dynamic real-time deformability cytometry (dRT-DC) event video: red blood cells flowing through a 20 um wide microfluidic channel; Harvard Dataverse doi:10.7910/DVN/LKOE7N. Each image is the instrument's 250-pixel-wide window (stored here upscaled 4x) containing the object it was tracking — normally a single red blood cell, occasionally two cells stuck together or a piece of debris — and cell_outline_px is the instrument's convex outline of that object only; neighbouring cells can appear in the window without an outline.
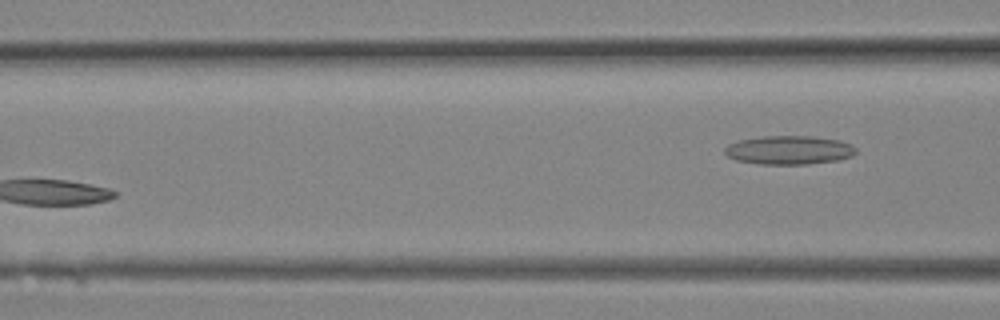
{"species": "Egyptian fruit bat (a non-hibernating species)", "species_latin": "Rousettus aegyptiacus", "temperature_condition": "room temperature", "stored_images_in_passage": 8, "camera_frame_rate_fps": 3000, "um_per_image_px": 0.085, "animal": {"sex": "female"}, "frame": {"image": 1, "passage_image": 8, "time_ms": 2.333, "image_size_px": [1000, 320], "cell_outline_px": [[856, 152], [852, 156], [840, 160], [808, 164], [760, 164], [736, 160], [728, 156], [724, 152], [724, 148], [728, 144], [740, 140], [764, 136], [812, 136], [840, 140], [852, 144], [856, 148]], "centroid_in_image_um": [67.1, 12.75], "position_along_channel_um": 99.5, "area_um2": 22.08}}